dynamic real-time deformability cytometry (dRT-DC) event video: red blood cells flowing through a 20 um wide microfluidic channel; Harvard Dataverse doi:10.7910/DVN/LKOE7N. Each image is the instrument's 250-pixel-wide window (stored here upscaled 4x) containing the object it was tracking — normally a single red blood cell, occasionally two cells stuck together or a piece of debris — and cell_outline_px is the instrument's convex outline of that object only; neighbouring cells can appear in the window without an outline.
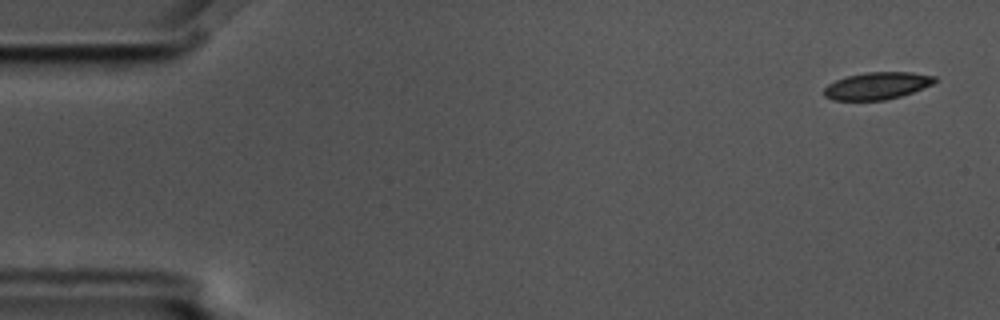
{"species": "common noctule bat (a hibernating species)", "species_latin": "Nyctalus noctula", "temperature_condition": "cold", "stored_images_in_passage": 4, "camera_frame_rate_fps": 3000, "um_per_image_px": 0.085, "animal": {"sex": "male", "body_mass_g": 17.5, "forearm_length_mm": 52.3}, "frame": {"image": 1, "passage_image": 1, "time_ms": 0.0, "image_size_px": [1000, 320], "cell_outline_px": [[936, 80], [932, 84], [912, 92], [900, 96], [884, 100], [832, 100], [824, 96], [824, 88], [828, 84], [836, 80], [848, 76], [868, 72], [912, 72], [936, 76]], "centroid_in_image_um": [74.54, 7.29], "position_along_channel_um": 10.5, "area_um2": 17.4}}